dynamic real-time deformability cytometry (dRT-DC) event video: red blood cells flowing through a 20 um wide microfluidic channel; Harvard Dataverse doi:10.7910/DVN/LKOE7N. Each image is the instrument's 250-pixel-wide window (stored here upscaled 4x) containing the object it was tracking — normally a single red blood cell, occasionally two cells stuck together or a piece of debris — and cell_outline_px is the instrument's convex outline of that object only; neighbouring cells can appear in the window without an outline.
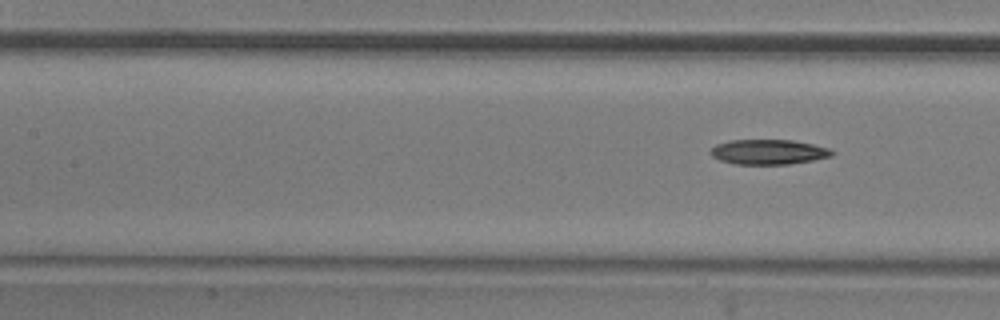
{"species": "common noctule bat (a hibernating species)", "species_latin": "Nyctalus noctula", "temperature_condition": "room temperature", "stored_images_in_passage": 4, "segment_of_instrument_passage": [2, 2], "camera_frame_rate_fps": 3000, "um_per_image_px": 0.085, "animal": {"sex": "male", "body_mass_g": 20.5, "forearm_length_mm": 52.5}, "frame": {"image": 1, "passage_image": 4, "time_ms": 1.0, "image_size_px": [1000, 320], "cell_outline_px": [[836, 152], [832, 156], [812, 160], [788, 164], [736, 164], [720, 160], [712, 156], [708, 152], [716, 144], [728, 140], [792, 140], [812, 144], [828, 148]], "centroid_in_image_um": [65.3, 12.91], "position_along_channel_um": 142.1, "area_um2": 17.63}}